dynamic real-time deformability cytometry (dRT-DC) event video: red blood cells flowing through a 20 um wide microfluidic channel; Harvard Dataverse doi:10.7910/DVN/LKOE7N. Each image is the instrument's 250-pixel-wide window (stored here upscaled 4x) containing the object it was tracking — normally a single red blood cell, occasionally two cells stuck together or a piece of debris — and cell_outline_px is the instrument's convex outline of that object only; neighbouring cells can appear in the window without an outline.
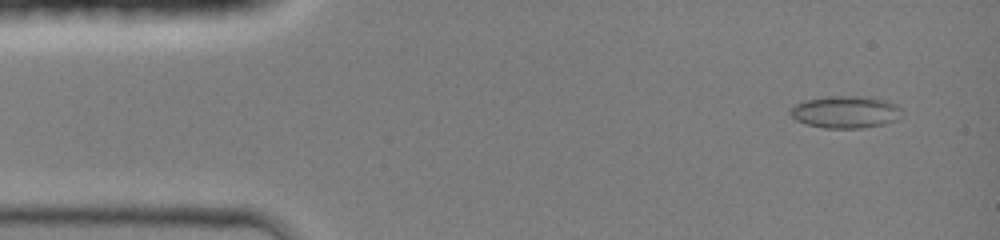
{"species": "common noctule bat (a hibernating species)", "species_latin": "Nyctalus noctula", "temperature_condition": "room temperature", "stored_images_in_passage": 5, "camera_frame_rate_fps": 3000, "um_per_image_px": 0.085, "animal": {"sex": "female", "body_mass_g": 19.0, "forearm_length_mm": 51.5}, "frame": {"image": 1, "passage_image": 3, "time_ms": 0.667, "image_size_px": [1000, 240], "cell_outline_px": [[904, 108], [896, 120], [884, 124], [860, 128], [824, 128], [808, 124], [796, 120], [788, 112], [796, 104], [804, 100], [828, 96], [864, 96], [888, 100]], "centroid_in_image_um": [71.9, 9.51], "position_along_channel_um": 13.1, "area_um2": 21.04}}